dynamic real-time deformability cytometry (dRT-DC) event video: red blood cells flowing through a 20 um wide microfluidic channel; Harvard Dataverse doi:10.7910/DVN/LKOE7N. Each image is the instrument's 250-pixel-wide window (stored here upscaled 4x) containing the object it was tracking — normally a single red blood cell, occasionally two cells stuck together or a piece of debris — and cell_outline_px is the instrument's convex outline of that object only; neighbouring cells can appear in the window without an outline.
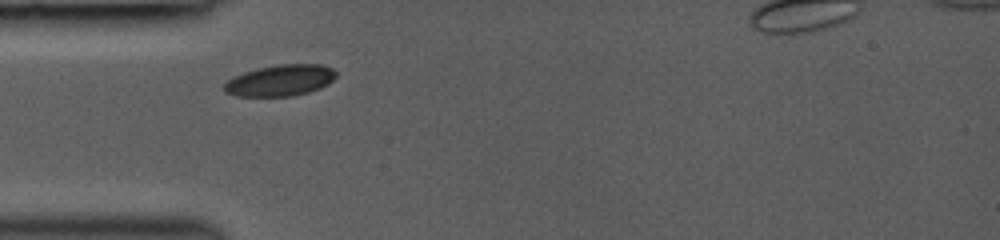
{"species": "common noctule bat (a hibernating species)", "species_latin": "Nyctalus noctula", "temperature_condition": "room temperature", "stored_images_in_passage": 28, "camera_frame_rate_fps": 3000, "um_per_image_px": 0.085, "animal": {"sex": "female", "body_mass_g": 19.0, "forearm_length_mm": 53.3}, "frame": {"image": 1, "passage_image": 1, "time_ms": 0.0, "image_size_px": [1000, 240], "cell_outline_px": [[336, 76], [328, 84], [320, 88], [308, 92], [292, 96], [236, 96], [224, 92], [224, 84], [232, 76], [244, 72], [260, 68], [280, 64], [320, 64], [332, 68], [336, 72]], "centroid_in_image_um": [23.81, 6.84], "position_along_channel_um": 61.2, "area_um2": 20.35}}
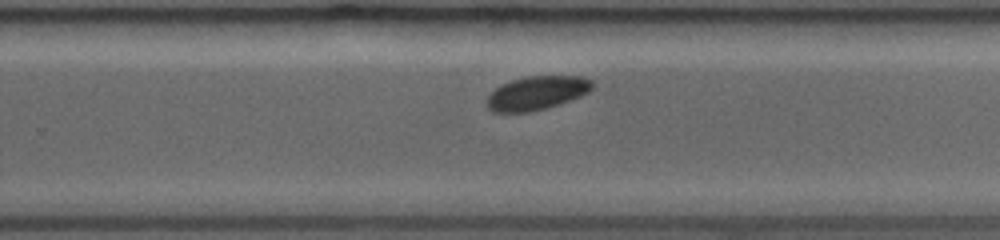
{"frame": {"image": 2, "passage_image": 17, "time_ms": 5.333, "image_size_px": [1000, 240], "cell_outline_px": [[596, 84], [588, 92], [580, 96], [560, 104], [528, 112], [492, 112], [488, 108], [488, 96], [496, 88], [512, 80], [524, 76], [584, 76], [592, 80]], "centroid_in_image_um": [45.68, 7.89], "position_along_channel_um": 284.1, "area_um2": 20.63}}
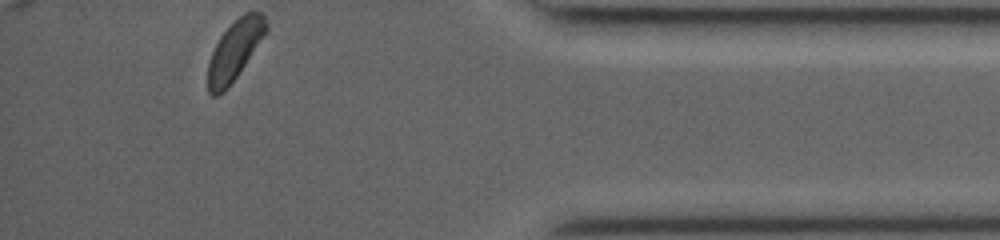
{"frame": {"image": 3, "passage_image": 28, "time_ms": 9.0, "image_size_px": [1000, 240], "cell_outline_px": [[268, 28], [228, 88], [224, 92], [216, 96], [212, 96], [208, 92], [208, 64], [212, 52], [220, 36], [244, 12], [260, 12], [264, 16], [268, 24]], "centroid_in_image_um": [19.92, 4.29], "position_along_channel_um": 415.3, "area_um2": 19.54}, "authors_computed_cell_mechanics": {"area_um2": 21.0103, "velocity_mm_per_s": 4.2238, "shape_relaxation_time_tau1_ms": 0.9455, "shape_relaxation_time_tau2_ms": null, "deformation_change_tau1": 0.0267, "deformation_change_tau2": null}}